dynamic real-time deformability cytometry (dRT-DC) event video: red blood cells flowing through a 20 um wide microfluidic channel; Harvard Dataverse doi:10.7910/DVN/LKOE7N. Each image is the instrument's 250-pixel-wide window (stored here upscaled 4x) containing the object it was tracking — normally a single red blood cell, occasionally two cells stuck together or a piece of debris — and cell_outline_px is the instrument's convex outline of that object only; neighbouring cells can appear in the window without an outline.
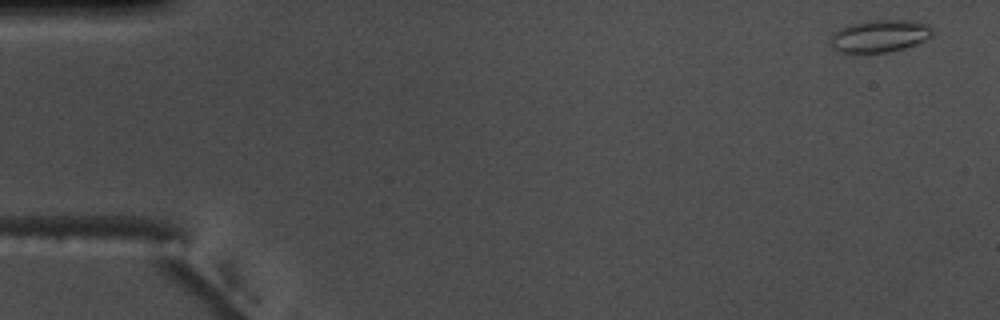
{"species": "common noctule bat (a hibernating species)", "species_latin": "Nyctalus noctula", "temperature_condition": "warm", "stored_images_in_passage": 38, "camera_frame_rate_fps": 3000, "um_per_image_px": 0.085, "animal": {"sex": "male", "body_mass_g": 17.5, "forearm_length_mm": 52.3}, "frame": {"image": 1, "passage_image": 1, "time_ms": 0.0, "image_size_px": [1000, 320], "cell_outline_px": [[936, 32], [932, 36], [924, 40], [904, 48], [888, 52], [840, 52], [832, 48], [828, 40], [840, 28], [852, 24], [872, 20], [908, 20], [928, 24]], "centroid_in_image_um": [74.8, 3.05], "position_along_channel_um": 10.2, "area_um2": 19.13}}
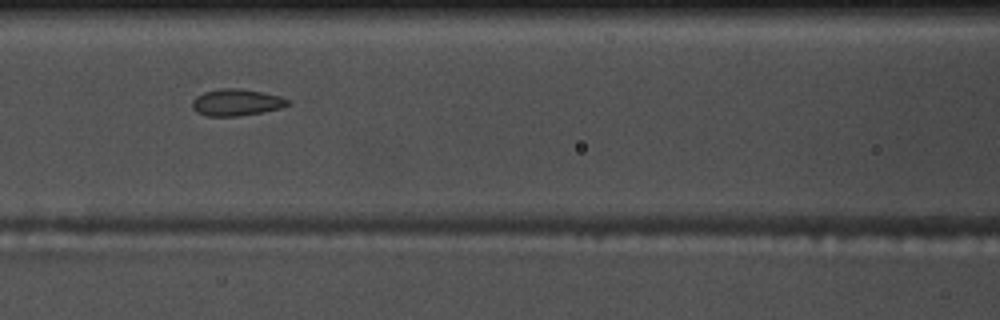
{"frame": {"image": 2, "passage_image": 23, "time_ms": 7.333, "image_size_px": [1000, 320], "cell_outline_px": [[292, 104], [280, 108], [240, 116], [208, 116], [196, 112], [192, 108], [192, 100], [196, 96], [204, 92], [220, 88], [240, 88], [280, 96], [288, 100]], "centroid_in_image_um": [20.07, 8.7], "position_along_channel_um": 146.5, "area_um2": 14.85}}
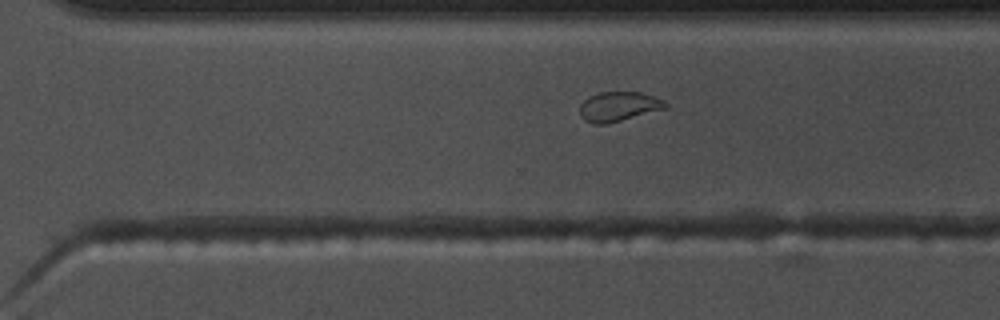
{"frame": {"image": 3, "passage_image": 37, "time_ms": 12.0, "image_size_px": [1000, 320], "cell_outline_px": [[668, 108], [608, 124], [592, 124], [584, 120], [580, 116], [580, 104], [588, 96], [600, 92], [640, 92], [664, 100], [668, 104]], "centroid_in_image_um": [52.58, 9.06], "position_along_channel_um": 318.0, "area_um2": 14.97}}